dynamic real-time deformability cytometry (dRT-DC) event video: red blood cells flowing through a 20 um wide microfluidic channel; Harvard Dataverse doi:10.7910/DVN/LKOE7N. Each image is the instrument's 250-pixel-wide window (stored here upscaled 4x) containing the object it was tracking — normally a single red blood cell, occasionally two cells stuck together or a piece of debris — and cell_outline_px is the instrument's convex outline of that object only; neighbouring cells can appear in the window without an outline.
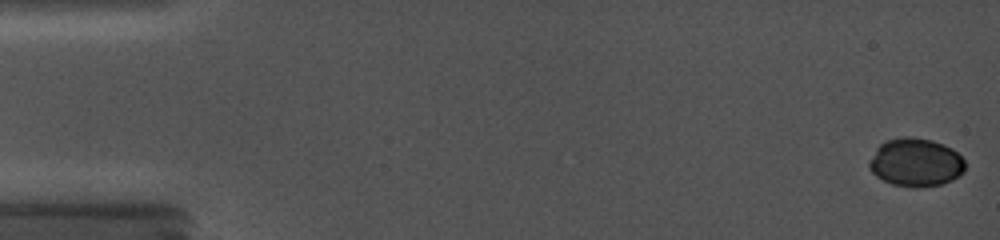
{"species": "common noctule bat (a hibernating species)", "species_latin": "Nyctalus noctula", "temperature_condition": "cold", "stored_images_in_passage": 75, "camera_frame_rate_fps": 5000, "um_per_image_px": 0.085, "animal": {"sex": "female", "body_mass_g": 19.0, "forearm_length_mm": 56.7}, "frame": {"image": 1, "passage_image": 2, "time_ms": 0.2, "image_size_px": [1000, 240], "cell_outline_px": [[964, 172], [952, 180], [940, 184], [920, 188], [912, 188], [892, 184], [876, 176], [868, 168], [868, 160], [876, 148], [880, 144], [888, 140], [904, 136], [908, 136], [932, 140], [944, 144], [952, 148], [964, 160]], "centroid_in_image_um": [77.81, 13.81], "position_along_channel_um": 7.2, "area_um2": 27.17}}
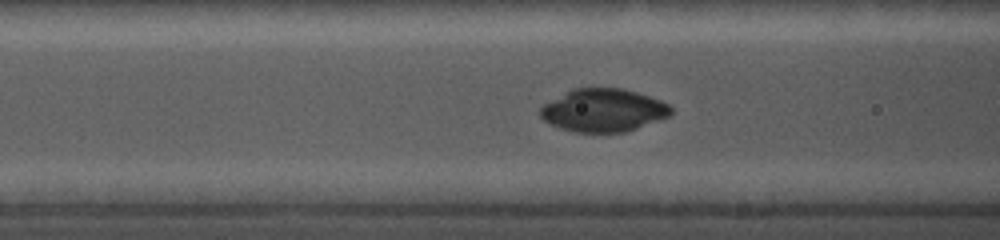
{"frame": {"image": 2, "passage_image": 42, "time_ms": 7.0, "image_size_px": [1000, 240], "cell_outline_px": [[672, 112], [668, 116], [660, 120], [624, 132], [576, 132], [560, 128], [548, 124], [540, 116], [540, 108], [544, 104], [572, 88], [620, 88], [636, 92], [660, 100], [668, 104], [672, 108]], "centroid_in_image_um": [51.26, 9.37], "position_along_channel_um": 115.3, "area_um2": 32.54}}
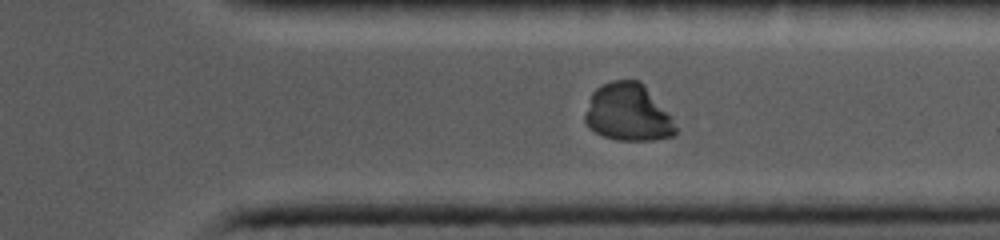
{"frame": {"image": 3, "passage_image": 69, "time_ms": 13.4, "image_size_px": [1000, 240], "cell_outline_px": [[676, 132], [672, 136], [652, 140], [616, 140], [604, 136], [588, 128], [584, 120], [584, 116], [592, 92], [600, 84], [612, 80], [640, 80], [672, 116], [676, 128]], "centroid_in_image_um": [53.37, 9.56], "position_along_channel_um": 358.0, "area_um2": 30.46}}